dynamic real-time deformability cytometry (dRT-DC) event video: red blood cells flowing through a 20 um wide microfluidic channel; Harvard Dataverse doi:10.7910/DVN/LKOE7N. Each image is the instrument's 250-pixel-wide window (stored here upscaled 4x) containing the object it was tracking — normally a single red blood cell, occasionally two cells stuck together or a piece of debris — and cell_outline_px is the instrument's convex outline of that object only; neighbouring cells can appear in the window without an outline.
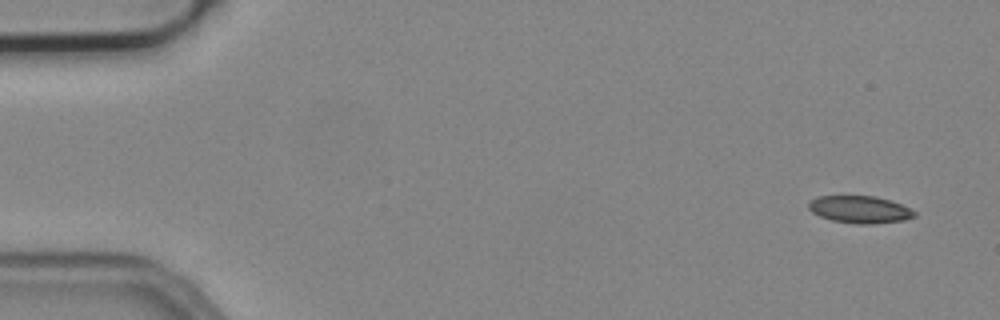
{"species": "common noctule bat (a hibernating species)", "species_latin": "Nyctalus noctula", "temperature_condition": "cold", "stored_images_in_passage": 31, "camera_frame_rate_fps": 3000, "um_per_image_px": 0.085, "animal": {"sex": "male", "body_mass_g": 19.2, "forearm_length_mm": 51.8}, "frame": {"image": 1, "passage_image": 4, "time_ms": 1.0, "image_size_px": [1000, 320], "cell_outline_px": [[916, 216], [904, 220], [872, 224], [856, 224], [832, 220], [820, 216], [812, 212], [808, 208], [808, 204], [812, 200], [820, 196], [876, 196], [900, 204], [916, 212]], "centroid_in_image_um": [73.08, 17.81], "position_along_channel_um": 11.9, "area_um2": 16.65}}
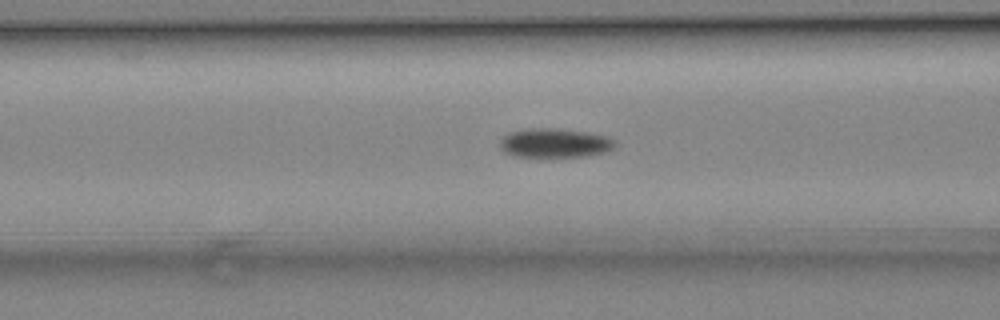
{"frame": {"image": 2, "passage_image": 22, "time_ms": 7.0, "image_size_px": [1000, 320], "cell_outline_px": [[620, 144], [616, 148], [608, 152], [588, 156], [520, 156], [504, 152], [496, 144], [500, 136], [504, 132], [516, 128], [568, 128], [596, 132], [616, 136]], "centroid_in_image_um": [47.24, 12.1], "position_along_channel_um": 119.4, "area_um2": 21.15}}
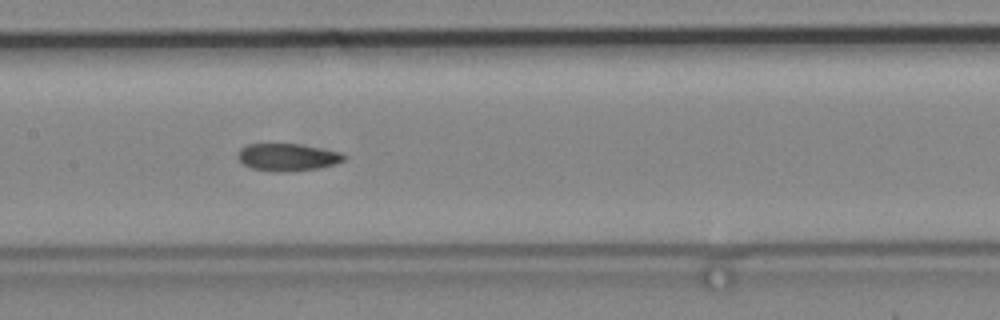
{"frame": {"image": 3, "passage_image": 27, "time_ms": 8.667, "image_size_px": [1000, 320], "cell_outline_px": [[348, 156], [344, 160], [336, 164], [316, 168], [280, 172], [268, 172], [252, 168], [244, 164], [236, 156], [236, 152], [244, 144], [264, 140], [272, 140], [304, 144], [344, 152]], "centroid_in_image_um": [24.38, 13.28], "position_along_channel_um": 183.0, "area_um2": 18.32}}